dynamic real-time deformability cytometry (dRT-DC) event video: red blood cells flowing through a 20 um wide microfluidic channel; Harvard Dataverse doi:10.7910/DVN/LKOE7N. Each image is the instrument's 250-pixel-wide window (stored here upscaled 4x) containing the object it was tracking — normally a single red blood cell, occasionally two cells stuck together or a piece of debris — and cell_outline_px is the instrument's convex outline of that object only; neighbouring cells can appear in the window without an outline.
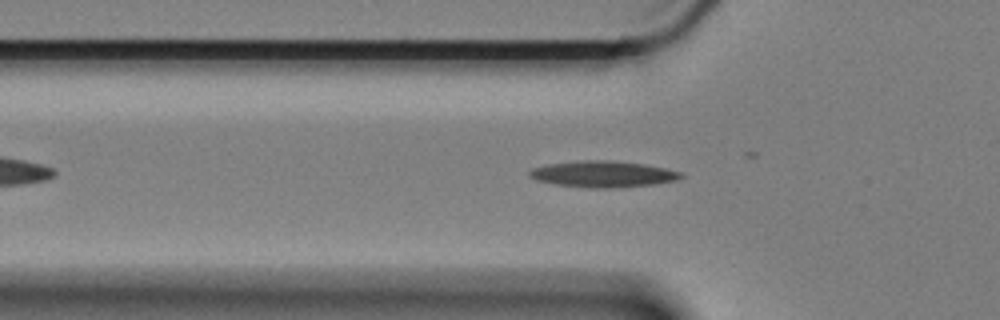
{"species": "Egyptian fruit bat (a non-hibernating species)", "species_latin": "Rousettus aegyptiacus", "temperature_condition": "cold", "stored_images_in_passage": 41, "camera_frame_rate_fps": 3000, "um_per_image_px": 0.085, "animal": {"sex": "female"}, "frame": {"image": 1, "passage_image": 12, "time_ms": 3.667, "image_size_px": [1000, 320], "cell_outline_px": [[684, 176], [672, 180], [656, 184], [616, 188], [588, 188], [556, 184], [536, 180], [528, 176], [528, 172], [532, 168], [548, 164], [584, 160], [612, 160], [644, 164], [664, 168], [680, 172]], "centroid_in_image_um": [51.21, 14.8], "position_along_channel_um": 74.6, "area_um2": 23.12}}
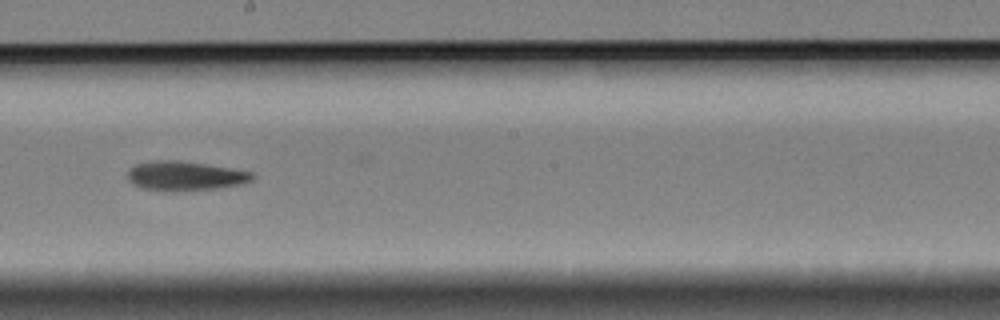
{"frame": {"image": 2, "passage_image": 26, "time_ms": 8.333, "image_size_px": [1000, 320], "cell_outline_px": [[256, 176], [252, 180], [240, 184], [216, 188], [140, 188], [132, 184], [128, 180], [128, 168], [136, 164], [156, 160], [176, 160], [204, 164], [252, 172]], "centroid_in_image_um": [15.71, 14.9], "position_along_channel_um": 232.5, "area_um2": 20.23}}
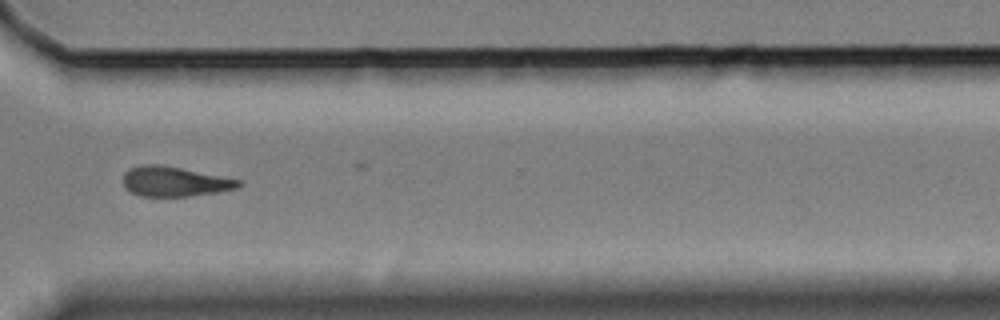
{"frame": {"image": 3, "passage_image": 37, "time_ms": 12.0, "image_size_px": [1000, 320], "cell_outline_px": [[244, 184], [236, 188], [216, 192], [188, 196], [140, 196], [128, 192], [124, 188], [124, 172], [128, 168], [140, 164], [160, 164], [244, 180]], "centroid_in_image_um": [14.82, 15.42], "position_along_channel_um": 355.8, "area_um2": 20.35}, "authors_computed_cell_mechanics": {"area_um2": 20.808, "velocity_mm_per_s": 3.3657, "shape_relaxation_time_tau1_ms": 8.1921, "shape_relaxation_time_tau2_ms": null, "deformation_change_tau1": 0.188, "deformation_change_tau2": null}}